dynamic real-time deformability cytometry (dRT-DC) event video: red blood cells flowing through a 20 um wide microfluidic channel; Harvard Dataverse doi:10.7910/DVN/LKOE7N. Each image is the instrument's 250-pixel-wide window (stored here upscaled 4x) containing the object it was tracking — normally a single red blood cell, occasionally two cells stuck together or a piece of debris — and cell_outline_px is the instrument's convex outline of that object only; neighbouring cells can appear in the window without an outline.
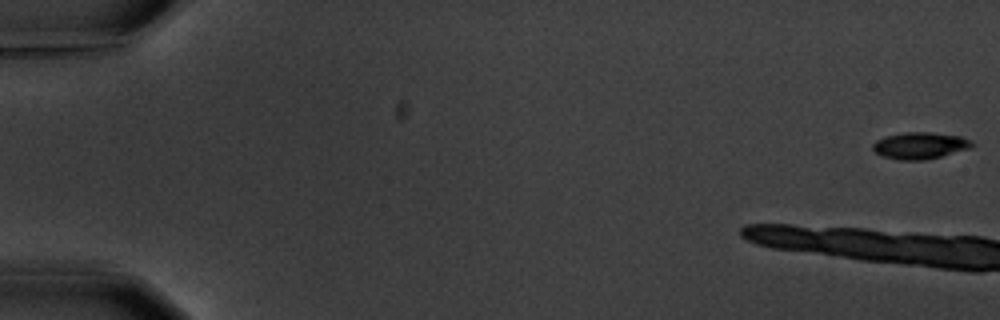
{"species": "common noctule bat (a hibernating species)", "species_latin": "Nyctalus noctula", "temperature_condition": "warm", "stored_images_in_passage": 6, "camera_frame_rate_fps": 3000, "um_per_image_px": 0.085, "animal": {"sex": "male", "body_mass_g": 20.1, "forearm_length_mm": 53.5}, "frame": {"image": 1, "passage_image": 1, "time_ms": 0.0, "image_size_px": [1000, 320], "cell_outline_px": [[976, 144], [972, 148], [924, 160], [900, 160], [884, 156], [876, 152], [872, 148], [872, 144], [876, 140], [884, 136], [904, 132], [928, 132], [960, 136], [972, 140]], "centroid_in_image_um": [78.22, 12.36], "position_along_channel_um": 6.8, "area_um2": 15.49}}